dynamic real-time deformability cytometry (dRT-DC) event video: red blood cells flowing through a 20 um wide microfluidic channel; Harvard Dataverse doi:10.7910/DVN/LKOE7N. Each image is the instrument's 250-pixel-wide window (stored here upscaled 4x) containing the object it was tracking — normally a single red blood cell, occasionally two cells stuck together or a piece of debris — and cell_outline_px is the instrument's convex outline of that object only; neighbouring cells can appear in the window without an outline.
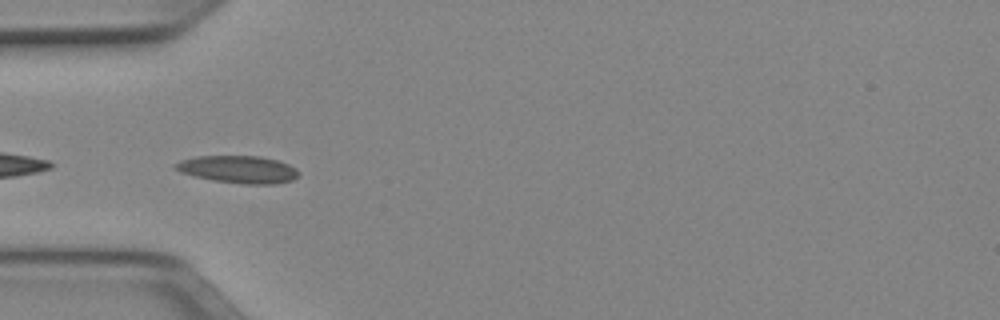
{"species": "Egyptian fruit bat (a non-hibernating species)", "species_latin": "Rousettus aegyptiacus", "temperature_condition": "cold", "stored_images_in_passage": 36, "camera_frame_rate_fps": 3000, "um_per_image_px": 0.085, "animal": {"sex": "female"}, "frame": {"image": 1, "passage_image": 1, "time_ms": 0.0, "image_size_px": [1000, 320], "cell_outline_px": [[300, 172], [292, 180], [272, 184], [244, 184], [212, 180], [180, 172], [172, 168], [172, 164], [180, 160], [196, 156], [260, 156], [276, 160], [288, 164], [296, 168]], "centroid_in_image_um": [20.21, 14.39], "position_along_channel_um": 64.8, "area_um2": 19.71}}
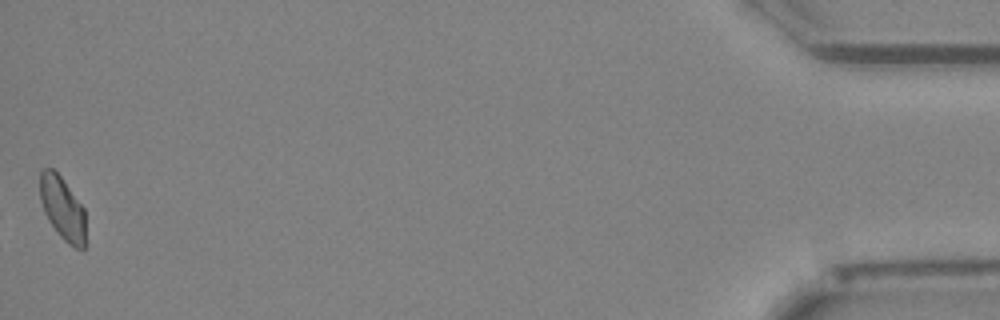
{"frame": {"image": 2, "passage_image": 36, "time_ms": 11.667, "image_size_px": [1000, 320], "cell_outline_px": [[84, 248], [76, 248], [68, 244], [60, 236], [48, 220], [44, 212], [40, 200], [40, 172], [44, 168], [52, 168], [60, 176], [84, 208]], "centroid_in_image_um": [5.28, 17.7], "position_along_channel_um": 429.9, "area_um2": 16.53}, "authors_computed_cell_mechanics": {"area_um2": 17.5134, "velocity_mm_per_s": 3.9465, "shape_relaxation_time_tau1_ms": null, "shape_relaxation_time_tau2_ms": 5.2862, "deformation_change_tau1": null, "deformation_change_tau2": 0.1077}}